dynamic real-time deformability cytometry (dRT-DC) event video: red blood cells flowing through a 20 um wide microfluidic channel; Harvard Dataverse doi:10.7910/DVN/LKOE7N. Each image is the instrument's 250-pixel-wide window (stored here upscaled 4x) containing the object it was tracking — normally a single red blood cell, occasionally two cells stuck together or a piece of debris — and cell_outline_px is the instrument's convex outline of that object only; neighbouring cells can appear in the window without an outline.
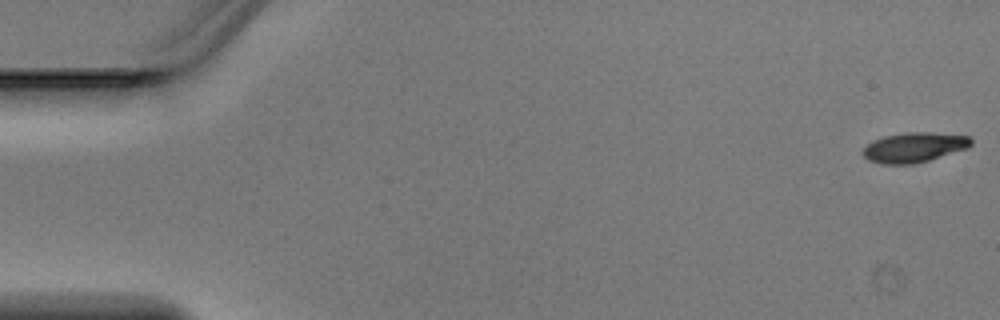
{"species": "Egyptian fruit bat (a non-hibernating species)", "species_latin": "Rousettus aegyptiacus", "temperature_condition": "warm", "stored_images_in_passage": 5, "camera_frame_rate_fps": 3000, "um_per_image_px": 0.085, "animal": {"sex": "male"}, "frame": {"image": 1, "passage_image": 1, "time_ms": 0.0, "image_size_px": [1000, 320], "cell_outline_px": [[972, 144], [968, 148], [928, 160], [912, 164], [880, 164], [868, 160], [860, 152], [872, 140], [884, 136], [908, 132], [928, 132], [968, 136], [972, 140]], "centroid_in_image_um": [77.66, 12.53], "position_along_channel_um": 7.3, "area_um2": 18.79}}
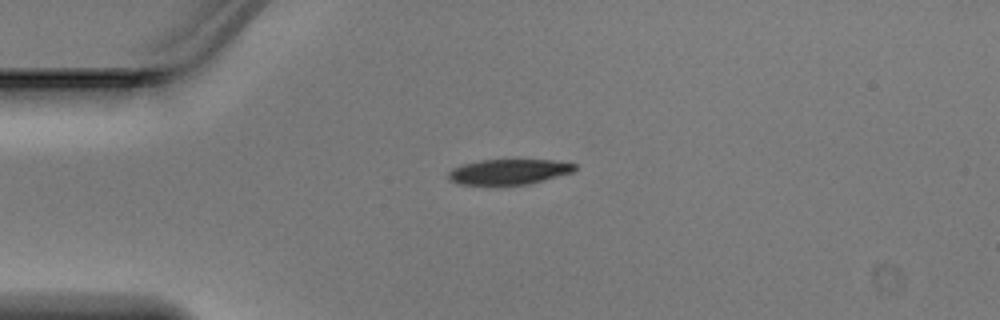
{"frame": {"image": 2, "passage_image": 4, "time_ms": 1.0, "image_size_px": [1000, 320], "cell_outline_px": [[576, 168], [572, 172], [544, 180], [528, 184], [504, 188], [496, 188], [456, 184], [448, 180], [448, 172], [452, 168], [464, 164], [480, 160], [552, 160], [576, 164]], "centroid_in_image_um": [43.15, 14.66], "position_along_channel_um": 41.9, "area_um2": 19.59}}
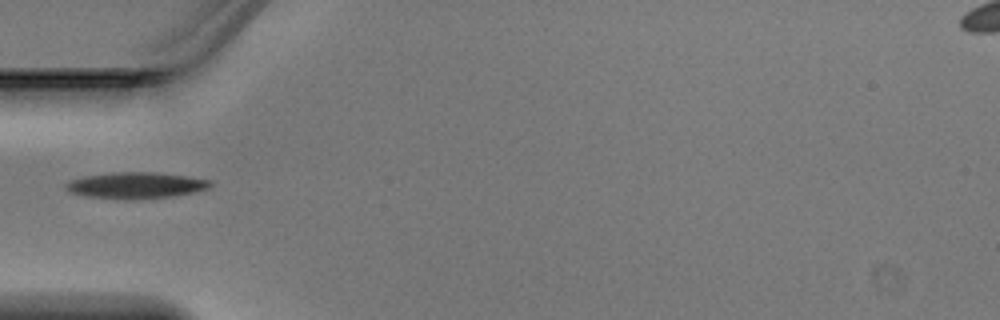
{"frame": {"image": 3, "passage_image": 5, "time_ms": 1.333, "image_size_px": [1000, 320], "cell_outline_px": [[212, 184], [208, 188], [192, 192], [172, 196], [88, 196], [68, 192], [64, 188], [64, 184], [72, 180], [84, 176], [116, 172], [152, 172], [184, 176], [208, 180]], "centroid_in_image_um": [11.51, 15.7], "position_along_channel_um": 73.5, "area_um2": 20.58}}